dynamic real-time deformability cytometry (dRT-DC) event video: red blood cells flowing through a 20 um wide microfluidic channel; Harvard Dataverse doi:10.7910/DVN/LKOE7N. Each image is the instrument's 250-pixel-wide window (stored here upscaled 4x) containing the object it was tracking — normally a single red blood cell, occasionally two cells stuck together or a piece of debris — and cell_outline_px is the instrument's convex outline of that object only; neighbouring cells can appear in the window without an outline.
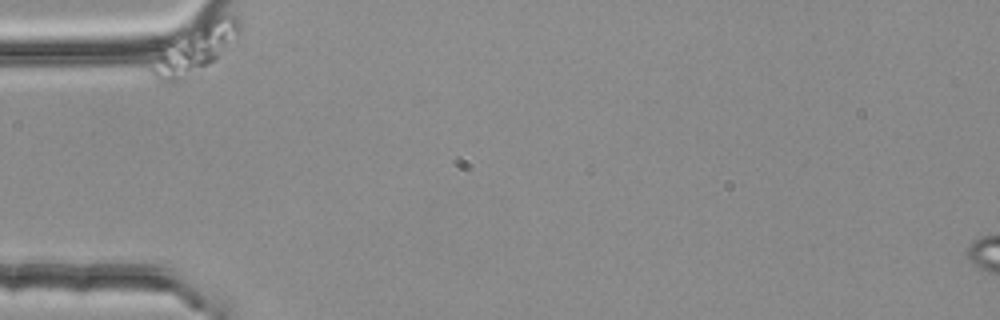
{"species": "common noctule bat (a hibernating species)", "species_latin": "Nyctalus noctula", "temperature_condition": "room temperature", "stored_images_in_passage": 4, "camera_frame_rate_fps": 3000, "um_per_image_px": 0.085, "animal": {"sex": "female", "body_mass_g": 25.1}, "frame": {"image": 1, "passage_image": 1, "time_ms": 0.0, "image_size_px": [1000, 320], "cell_outline_px": [[240, 28], [216, 60], [180, 80], [172, 84], [160, 80], [152, 76], [148, 72], [148, 68], [156, 52], [160, 48], [216, 12], [228, 12], [236, 16], [240, 24]], "centroid_in_image_um": [16.52, 4.09], "position_along_channel_um": 68.5, "area_um2": 24.85}}
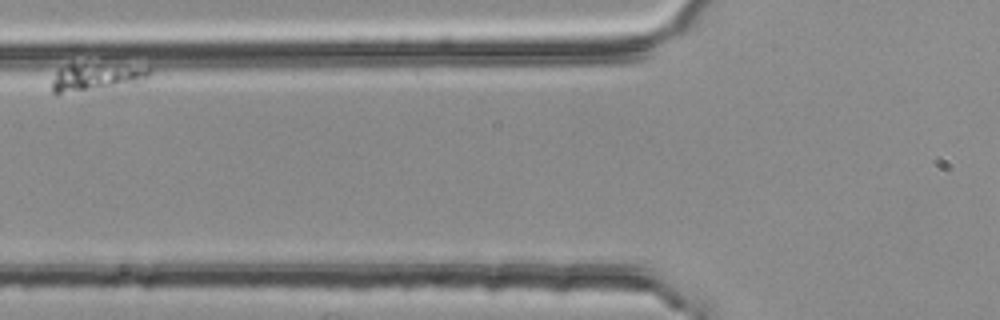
{"frame": {"image": 2, "passage_image": 3, "time_ms": 0.667, "image_size_px": [1000, 320], "cell_outline_px": [[152, 72], [144, 80], [136, 84], [60, 92], [52, 92], [52, 80], [56, 72], [60, 68], [68, 64], [104, 56], [152, 68]], "centroid_in_image_um": [8.36, 6.34], "position_along_channel_um": 117.4, "area_um2": 17.63}}